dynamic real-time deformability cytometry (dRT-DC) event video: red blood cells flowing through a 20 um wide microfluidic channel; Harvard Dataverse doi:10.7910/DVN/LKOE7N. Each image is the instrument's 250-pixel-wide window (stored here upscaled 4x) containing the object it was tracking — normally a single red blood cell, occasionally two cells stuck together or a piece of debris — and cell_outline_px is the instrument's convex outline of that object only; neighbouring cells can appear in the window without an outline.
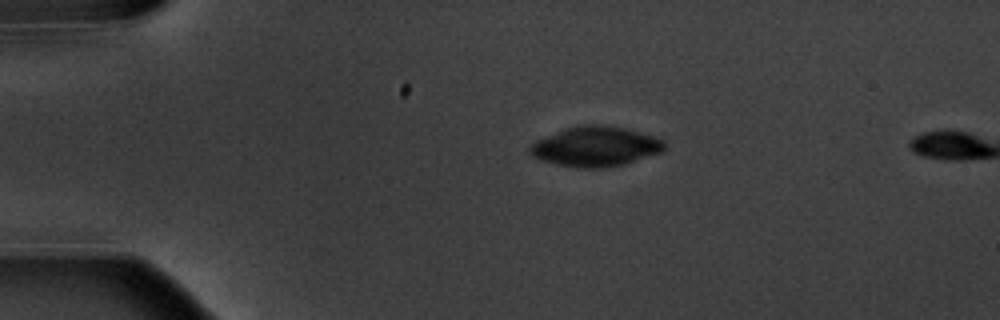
{"species": "common noctule bat (a hibernating species)", "species_latin": "Nyctalus noctula", "temperature_condition": "warm", "stored_images_in_passage": 2, "camera_frame_rate_fps": 3000, "um_per_image_px": 0.085, "animal": {"sex": "male", "body_mass_g": 20.1, "forearm_length_mm": 53.5}, "frame": {"image": 1, "passage_image": 1, "time_ms": 0.0, "image_size_px": [1000, 320], "cell_outline_px": [[664, 152], [624, 164], [600, 168], [576, 168], [556, 164], [540, 160], [532, 156], [528, 152], [528, 148], [536, 140], [568, 128], [584, 124], [596, 124], [624, 128], [652, 136], [664, 140]], "centroid_in_image_um": [50.61, 12.47], "position_along_channel_um": 34.4, "area_um2": 31.1}}